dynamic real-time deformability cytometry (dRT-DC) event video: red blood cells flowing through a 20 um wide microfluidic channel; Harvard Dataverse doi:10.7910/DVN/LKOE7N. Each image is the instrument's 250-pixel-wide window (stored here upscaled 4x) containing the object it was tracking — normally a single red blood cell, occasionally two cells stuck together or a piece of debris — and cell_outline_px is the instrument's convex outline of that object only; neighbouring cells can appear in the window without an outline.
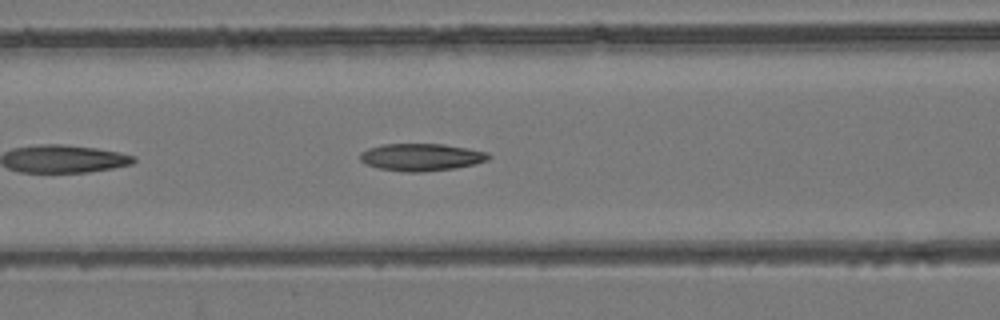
{"species": "common noctule bat (a hibernating species)", "species_latin": "Nyctalus noctula", "temperature_condition": "room temperature", "stored_images_in_passage": 10, "camera_frame_rate_fps": 3000, "um_per_image_px": 0.085, "animal": {"sex": "female", "body_mass_g": 24.6, "forearm_length_mm": 56.2}, "frame": {"image": 1, "passage_image": 7, "time_ms": 2.0, "image_size_px": [1000, 320], "cell_outline_px": [[492, 156], [488, 160], [476, 164], [456, 168], [420, 172], [404, 172], [380, 168], [364, 164], [360, 160], [360, 152], [368, 148], [384, 144], [444, 144], [468, 148], [488, 152]], "centroid_in_image_um": [35.83, 13.36], "position_along_channel_um": 130.8, "area_um2": 20.63}}